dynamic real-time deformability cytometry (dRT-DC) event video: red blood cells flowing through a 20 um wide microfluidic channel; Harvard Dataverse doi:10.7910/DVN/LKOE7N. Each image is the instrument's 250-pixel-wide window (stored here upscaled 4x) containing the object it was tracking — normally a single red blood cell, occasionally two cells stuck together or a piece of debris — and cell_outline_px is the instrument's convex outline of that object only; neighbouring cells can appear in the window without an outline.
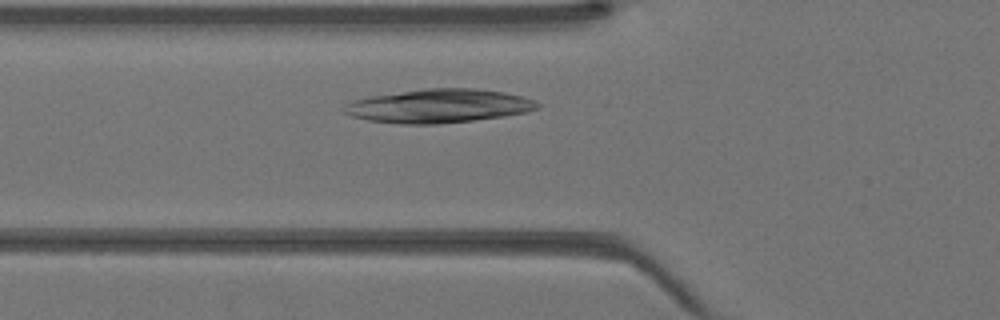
{"species": "Egyptian fruit bat (a non-hibernating species)", "species_latin": "Rousettus aegyptiacus", "temperature_condition": "warm", "stored_images_in_passage": 36, "camera_frame_rate_fps": 3000, "um_per_image_px": 0.085, "animal": {"sex": "female"}, "frame": {"image": 1, "passage_image": 9, "time_ms": 2.667, "image_size_px": [1000, 320], "cell_outline_px": [[540, 108], [524, 112], [504, 116], [472, 120], [436, 124], [400, 124], [368, 120], [352, 116], [344, 112], [340, 108], [344, 104], [356, 100], [372, 96], [424, 88], [472, 88], [504, 92], [520, 96], [532, 100], [540, 104]], "centroid_in_image_um": [37.26, 9.01], "position_along_channel_um": 88.5, "area_um2": 37.69}}
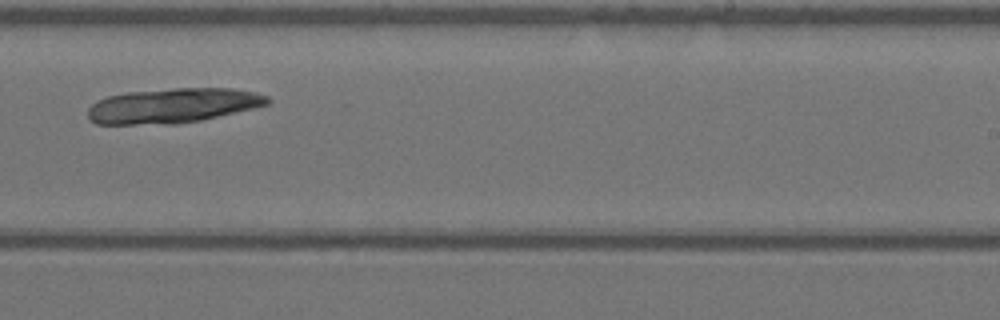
{"frame": {"image": 2, "passage_image": 21, "time_ms": 6.667, "image_size_px": [1000, 320], "cell_outline_px": [[272, 100], [268, 104], [256, 108], [200, 120], [176, 124], [96, 124], [88, 120], [88, 108], [96, 100], [108, 96], [128, 92], [176, 88], [232, 88], [252, 92], [268, 96]], "centroid_in_image_um": [14.68, 8.98], "position_along_channel_um": 274.3, "area_um2": 36.53}}
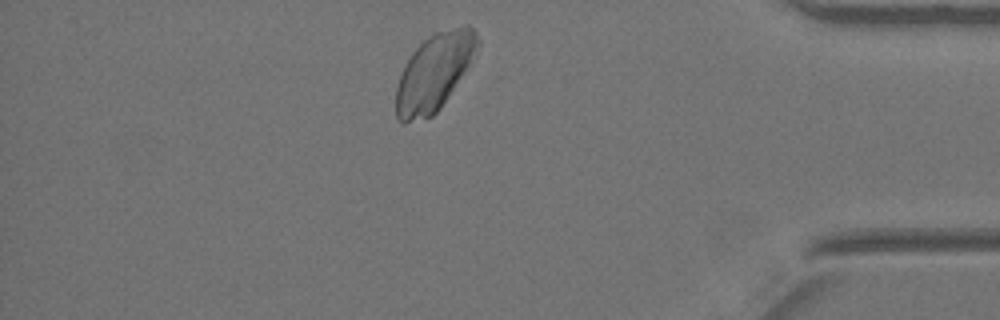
{"frame": {"image": 3, "passage_image": 31, "time_ms": 10.0, "image_size_px": [1000, 320], "cell_outline_px": [[480, 44], [468, 64], [448, 96], [440, 108], [432, 116], [404, 124], [396, 120], [396, 88], [404, 64], [412, 52], [428, 36], [436, 32], [464, 24], [468, 24], [476, 32], [480, 40]], "centroid_in_image_um": [36.87, 6.13], "position_along_channel_um": 398.3, "area_um2": 36.13}}